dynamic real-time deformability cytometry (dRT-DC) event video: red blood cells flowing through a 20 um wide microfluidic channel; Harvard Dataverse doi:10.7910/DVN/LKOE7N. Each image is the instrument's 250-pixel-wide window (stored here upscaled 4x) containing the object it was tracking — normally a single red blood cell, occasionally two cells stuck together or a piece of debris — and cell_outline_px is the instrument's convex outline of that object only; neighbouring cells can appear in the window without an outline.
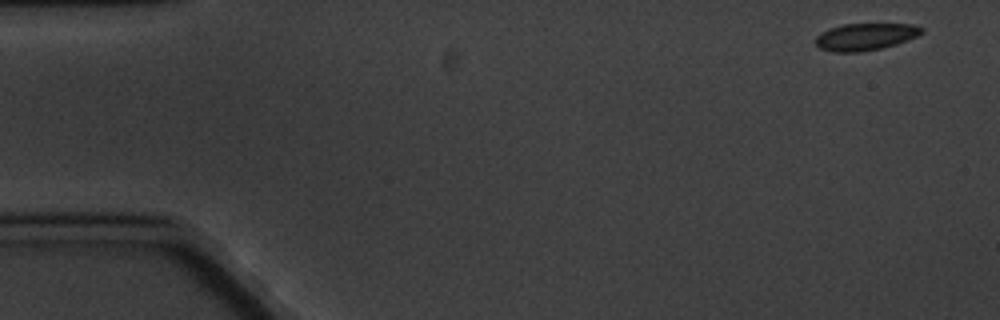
{"species": "common noctule bat (a hibernating species)", "species_latin": "Nyctalus noctula", "temperature_condition": "cold", "stored_images_in_passage": 5, "camera_frame_rate_fps": 3000, "um_per_image_px": 0.085, "animal": {"sex": "male", "body_mass_g": 20.1, "forearm_length_mm": 53.5}, "frame": {"image": 1, "passage_image": 1, "time_ms": 0.0, "image_size_px": [1000, 320], "cell_outline_px": [[924, 32], [908, 40], [896, 44], [880, 48], [860, 52], [832, 52], [820, 48], [816, 44], [816, 36], [832, 28], [844, 24], [912, 24], [924, 28]], "centroid_in_image_um": [73.59, 3.12], "position_along_channel_um": 11.4, "area_um2": 16.53}}